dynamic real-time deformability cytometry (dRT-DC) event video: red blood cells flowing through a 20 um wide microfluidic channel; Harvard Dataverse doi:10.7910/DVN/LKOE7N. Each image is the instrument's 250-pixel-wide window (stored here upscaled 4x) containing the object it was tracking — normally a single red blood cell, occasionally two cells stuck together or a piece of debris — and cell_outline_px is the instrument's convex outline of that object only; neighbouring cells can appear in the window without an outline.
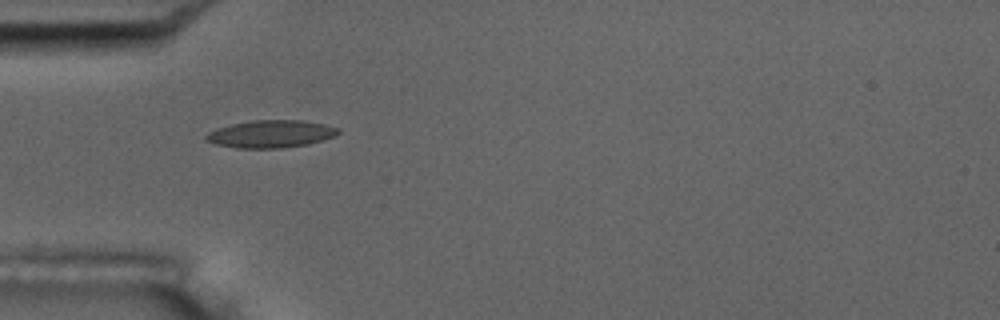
{"species": "common noctule bat (a hibernating species)", "species_latin": "Nyctalus noctula", "temperature_condition": "room temperature", "stored_images_in_passage": 9, "camera_frame_rate_fps": 3000, "um_per_image_px": 0.085, "animal": {"sex": "male", "body_mass_g": 17.5, "forearm_length_mm": 52.3}, "frame": {"image": 1, "passage_image": 3, "time_ms": 2.333, "image_size_px": [1000, 320], "cell_outline_px": [[340, 132], [336, 136], [308, 144], [280, 148], [236, 148], [216, 144], [204, 140], [204, 136], [208, 132], [216, 128], [232, 124], [252, 120], [300, 120], [324, 124], [340, 128]], "centroid_in_image_um": [23.01, 11.38], "position_along_channel_um": 62.0, "area_um2": 21.27}}
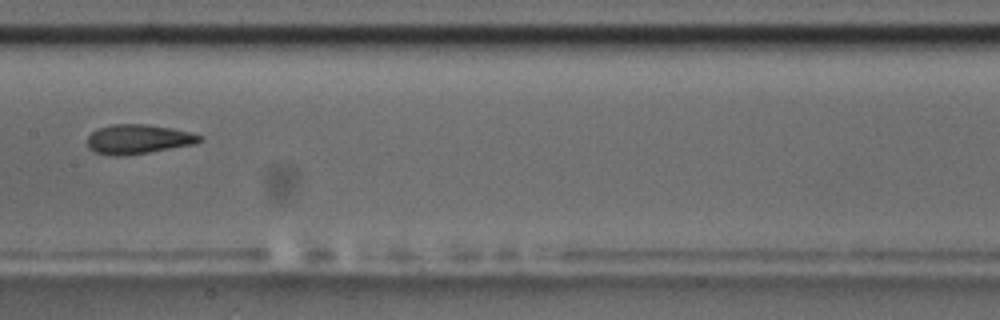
{"frame": {"image": 2, "passage_image": 6, "time_ms": 6.0, "image_size_px": [1000, 320], "cell_outline_px": [[204, 140], [196, 144], [124, 156], [112, 156], [96, 152], [88, 148], [88, 136], [92, 132], [100, 128], [112, 124], [148, 124], [172, 128], [204, 136]], "centroid_in_image_um": [11.78, 11.83], "position_along_channel_um": 195.6, "area_um2": 19.31}}